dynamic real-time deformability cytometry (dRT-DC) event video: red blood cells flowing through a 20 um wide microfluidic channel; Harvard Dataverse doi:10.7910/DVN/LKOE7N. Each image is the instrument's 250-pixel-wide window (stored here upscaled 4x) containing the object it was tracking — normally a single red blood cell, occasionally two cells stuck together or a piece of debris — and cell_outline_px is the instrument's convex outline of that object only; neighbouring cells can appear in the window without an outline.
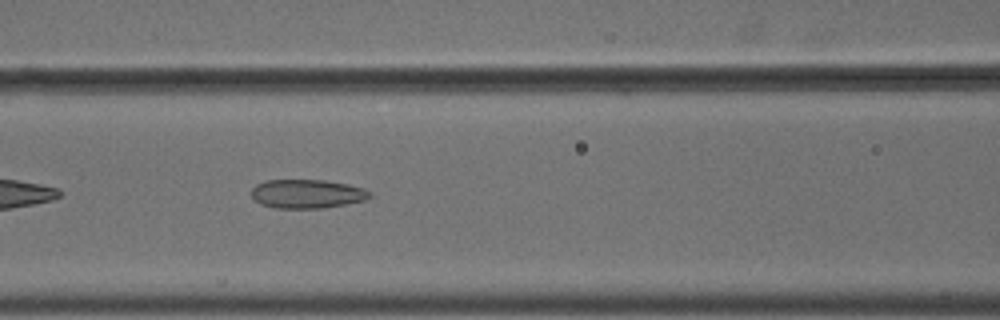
{"species": "common noctule bat (a hibernating species)", "species_latin": "Nyctalus noctula", "temperature_condition": "cold", "stored_images_in_passage": 8, "camera_frame_rate_fps": 3000, "um_per_image_px": 0.085, "animal": {"sex": "male", "body_mass_g": 18.8}, "frame": {"image": 1, "passage_image": 8, "time_ms": 2.333, "image_size_px": [1000, 320], "cell_outline_px": [[372, 196], [364, 200], [324, 208], [276, 208], [260, 204], [252, 196], [252, 188], [256, 184], [264, 180], [324, 180], [348, 184], [364, 188], [372, 192]], "centroid_in_image_um": [26.11, 16.47], "position_along_channel_um": 140.5, "area_um2": 19.94}}